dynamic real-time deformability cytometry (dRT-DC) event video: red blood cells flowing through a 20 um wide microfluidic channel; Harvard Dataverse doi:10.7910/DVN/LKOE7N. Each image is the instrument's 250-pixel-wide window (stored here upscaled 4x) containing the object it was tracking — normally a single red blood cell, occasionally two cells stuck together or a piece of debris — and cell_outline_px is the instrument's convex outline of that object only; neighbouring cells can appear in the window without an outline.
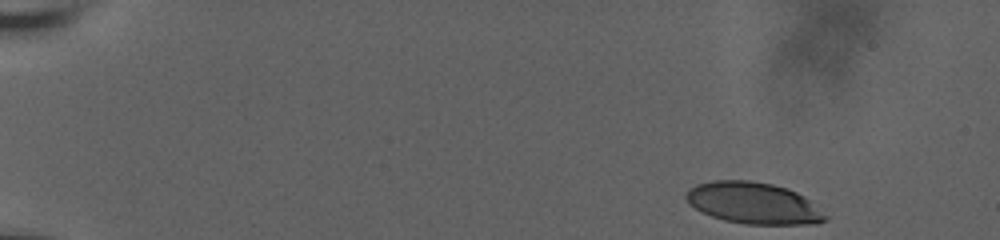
{"species": "human", "species_latin": "Homo sapiens", "temperature_condition": "room temperature", "stored_images_in_passage": 52, "camera_frame_rate_fps": 3000, "um_per_image_px": 0.085, "donor": {"sex": "male"}, "frame": {"image": 1, "passage_image": 1, "time_ms": 0.0, "image_size_px": [1000, 240], "cell_outline_px": [[828, 220], [816, 224], [748, 224], [724, 220], [712, 216], [688, 204], [684, 196], [696, 184], [716, 180], [748, 180], [772, 184], [796, 192], [804, 196], [828, 216]], "centroid_in_image_um": [64.06, 17.27], "position_along_channel_um": 20.9, "area_um2": 33.41}}
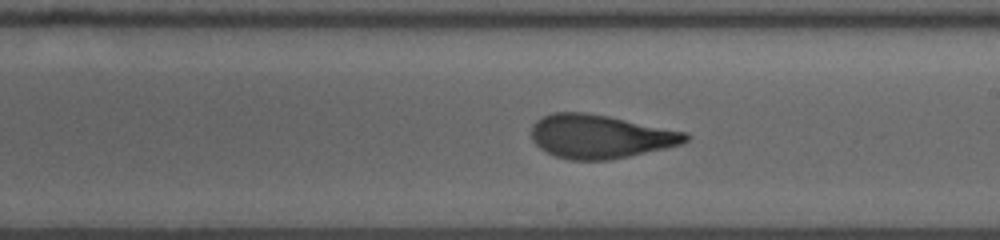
{"frame": {"image": 2, "passage_image": 30, "time_ms": 9.667, "image_size_px": [1000, 240], "cell_outline_px": [[688, 140], [680, 144], [668, 148], [608, 160], [568, 160], [556, 156], [540, 148], [532, 140], [532, 124], [536, 120], [552, 112], [584, 112], [608, 116], [688, 132]], "centroid_in_image_um": [51.01, 11.6], "position_along_channel_um": 238.0, "area_um2": 39.19}}
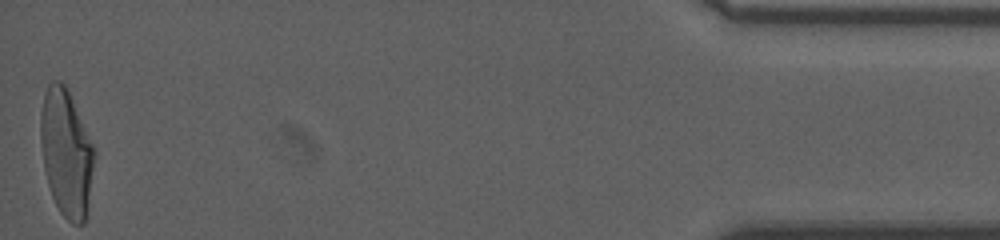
{"frame": {"image": 3, "passage_image": 52, "time_ms": 17.0, "image_size_px": [1000, 240], "cell_outline_px": [[96, 152], [88, 208], [84, 224], [72, 224], [60, 212], [52, 196], [48, 184], [44, 168], [40, 140], [40, 112], [44, 92], [48, 84], [52, 80], [60, 80], [68, 88]], "centroid_in_image_um": [5.63, 12.97], "position_along_channel_um": 429.6, "area_um2": 40.17}, "authors_computed_cell_mechanics": {"area_um2": 38.8705, "velocity_mm_per_s": 3.7362, "shape_relaxation_time_tau1_ms": 6.934, "shape_relaxation_time_tau2_ms": 1.0777, "deformation_change_tau1": 0.2419, "deformation_change_tau2": 0.087}}